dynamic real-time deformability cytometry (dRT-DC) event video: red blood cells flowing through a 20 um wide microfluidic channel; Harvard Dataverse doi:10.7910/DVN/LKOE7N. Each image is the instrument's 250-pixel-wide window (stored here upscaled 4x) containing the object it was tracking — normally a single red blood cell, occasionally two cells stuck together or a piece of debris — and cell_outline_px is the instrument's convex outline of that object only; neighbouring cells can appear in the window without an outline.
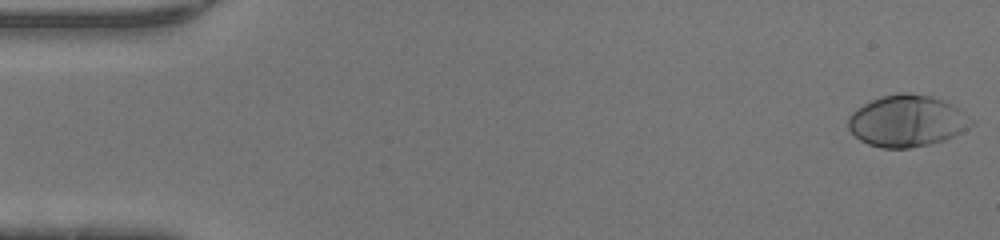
{"species": "human", "species_latin": "Homo sapiens", "temperature_condition": "warm", "stored_images_in_passage": 47, "camera_frame_rate_fps": 3000, "um_per_image_px": 0.085, "donor": {"sex": "male"}, "frame": {"image": 1, "passage_image": 1, "time_ms": 0.0, "image_size_px": [1000, 240], "cell_outline_px": [[976, 124], [944, 140], [928, 144], [908, 148], [880, 148], [868, 144], [860, 140], [848, 128], [848, 116], [856, 108], [872, 100], [896, 92], [908, 92], [932, 96], [944, 100], [952, 104], [976, 120]], "centroid_in_image_um": [77.11, 10.27], "position_along_channel_um": 7.9, "area_um2": 37.22}}
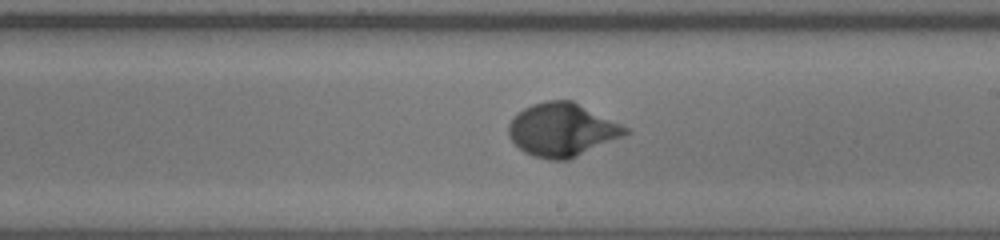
{"frame": {"image": 2, "passage_image": 27, "time_ms": 8.667, "image_size_px": [1000, 240], "cell_outline_px": [[632, 132], [624, 136], [568, 160], [548, 160], [532, 156], [524, 152], [508, 136], [508, 124], [512, 116], [524, 108], [532, 104], [548, 100], [572, 100], [632, 128]], "centroid_in_image_um": [47.81, 11.03], "position_along_channel_um": 241.2, "area_um2": 36.7}}
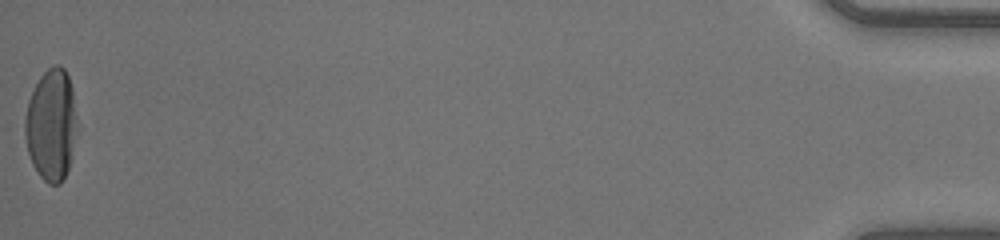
{"frame": {"image": 3, "passage_image": 47, "time_ms": 15.333, "image_size_px": [1000, 240], "cell_outline_px": [[76, 116], [72, 156], [68, 168], [60, 184], [48, 184], [40, 176], [32, 164], [28, 152], [24, 136], [24, 120], [28, 100], [40, 76], [52, 64], [60, 64], [64, 68], [68, 76], [72, 88]], "centroid_in_image_um": [4.33, 10.59], "position_along_channel_um": 430.9, "area_um2": 33.81}}